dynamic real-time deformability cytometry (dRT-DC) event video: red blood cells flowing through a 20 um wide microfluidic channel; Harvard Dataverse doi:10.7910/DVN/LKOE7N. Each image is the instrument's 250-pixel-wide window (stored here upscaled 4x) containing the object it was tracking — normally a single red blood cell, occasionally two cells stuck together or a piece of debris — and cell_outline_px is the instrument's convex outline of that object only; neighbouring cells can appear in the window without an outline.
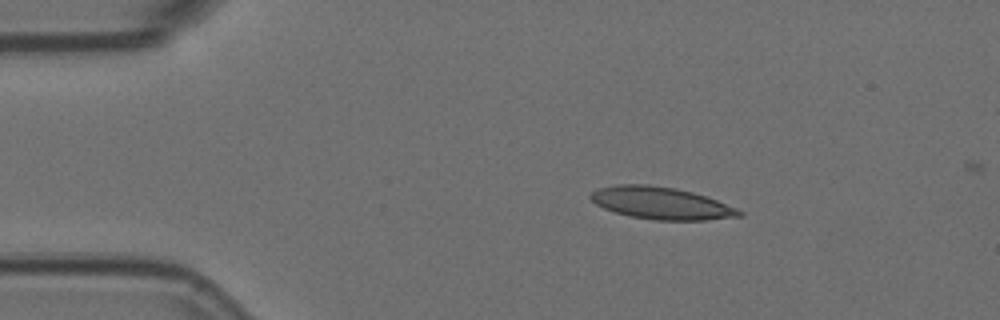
{"species": "Egyptian fruit bat (a non-hibernating species)", "species_latin": "Rousettus aegyptiacus", "temperature_condition": "room temperature", "stored_images_in_passage": 3, "camera_frame_rate_fps": 3000, "um_per_image_px": 0.085, "animal": {"sex": "female"}, "frame": {"image": 1, "passage_image": 1, "time_ms": 0.0, "image_size_px": [1000, 320], "cell_outline_px": [[744, 216], [708, 220], [656, 220], [632, 216], [616, 212], [604, 208], [596, 204], [588, 196], [592, 192], [600, 188], [616, 184], [648, 184], [676, 188], [692, 192], [716, 200], [736, 208], [744, 212]], "centroid_in_image_um": [56.22, 17.26], "position_along_channel_um": 28.8, "area_um2": 27.74}}